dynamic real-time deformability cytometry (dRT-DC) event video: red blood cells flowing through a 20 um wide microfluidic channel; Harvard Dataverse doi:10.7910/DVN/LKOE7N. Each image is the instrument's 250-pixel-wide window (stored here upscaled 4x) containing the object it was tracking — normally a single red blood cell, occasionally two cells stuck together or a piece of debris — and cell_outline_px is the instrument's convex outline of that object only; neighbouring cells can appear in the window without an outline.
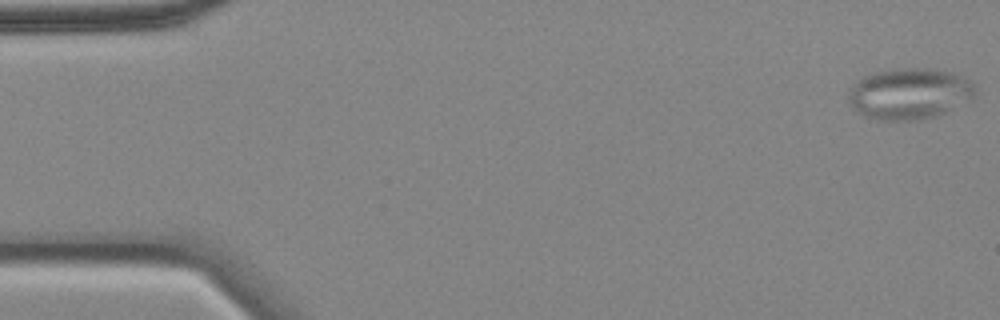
{"species": "common noctule bat (a hibernating species)", "species_latin": "Nyctalus noctula", "temperature_condition": "cold", "stored_images_in_passage": 56, "camera_frame_rate_fps": 3000, "um_per_image_px": 0.085, "animal": {"sex": "female", "body_mass_g": 18.4}, "frame": {"image": 1, "passage_image": 1, "time_ms": 0.0, "image_size_px": [1000, 320], "cell_outline_px": [[972, 100], [936, 116], [920, 120], [876, 120], [864, 116], [856, 112], [848, 104], [848, 88], [864, 76], [880, 72], [904, 68], [928, 68], [952, 72], [968, 80], [972, 84]], "centroid_in_image_um": [77.24, 7.99], "position_along_channel_um": 7.8, "area_um2": 37.69}}
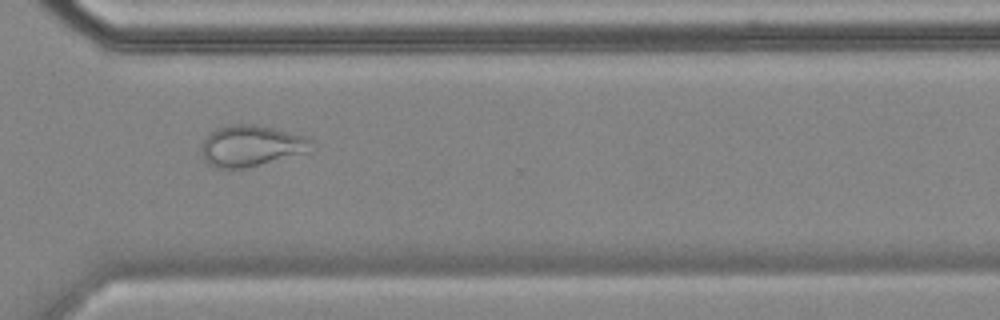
{"frame": {"image": 2, "passage_image": 41, "time_ms": 13.333, "image_size_px": [1000, 320], "cell_outline_px": [[316, 148], [312, 152], [244, 168], [216, 168], [208, 164], [204, 160], [200, 152], [200, 144], [216, 128], [232, 124], [256, 124], [308, 136], [312, 140]], "centroid_in_image_um": [21.41, 12.4], "position_along_channel_um": 349.2, "area_um2": 26.93}}
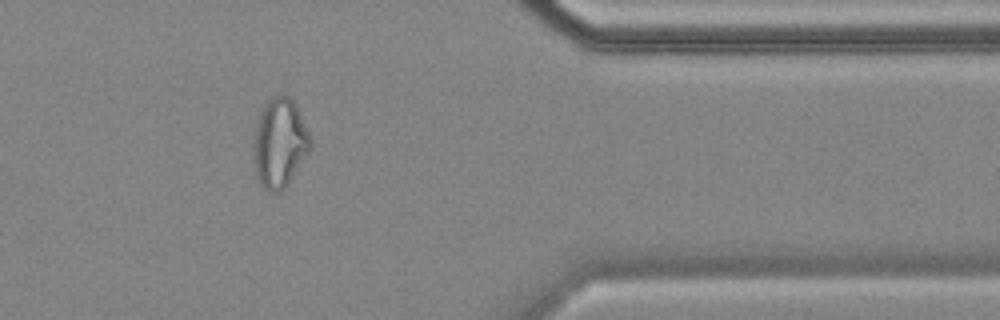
{"frame": {"image": 3, "passage_image": 46, "time_ms": 15.0, "image_size_px": [1000, 320], "cell_outline_px": [[312, 144], [308, 152], [288, 184], [280, 192], [268, 192], [256, 180], [252, 160], [252, 144], [256, 124], [260, 112], [268, 100], [276, 92], [280, 92], [288, 96], [296, 104], [312, 140]], "centroid_in_image_um": [23.72, 12.15], "position_along_channel_um": 387.7, "area_um2": 30.17}}